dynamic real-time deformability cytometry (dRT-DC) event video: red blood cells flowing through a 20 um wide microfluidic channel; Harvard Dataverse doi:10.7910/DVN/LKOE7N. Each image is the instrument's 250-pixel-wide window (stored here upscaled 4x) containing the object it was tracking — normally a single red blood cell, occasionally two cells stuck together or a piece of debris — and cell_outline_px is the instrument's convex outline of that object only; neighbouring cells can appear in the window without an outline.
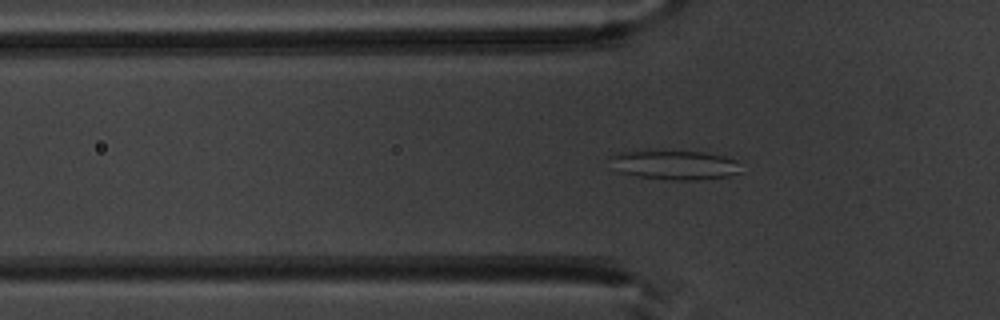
{"species": "common noctule bat (a hibernating species)", "species_latin": "Nyctalus noctula", "temperature_condition": "warm", "stored_images_in_passage": 45, "camera_frame_rate_fps": 3000, "um_per_image_px": 0.085, "animal": {"sex": "male", "body_mass_g": 20.1, "forearm_length_mm": 53.5}, "frame": {"image": 1, "passage_image": 11, "time_ms": 3.333, "image_size_px": [1000, 320], "cell_outline_px": [[740, 172], [728, 176], [696, 180], [664, 180], [640, 176], [620, 172], [608, 156], [620, 152], [704, 152], [724, 156], [736, 160]], "centroid_in_image_um": [57.38, 14.04], "position_along_channel_um": 68.4, "area_um2": 21.73}}
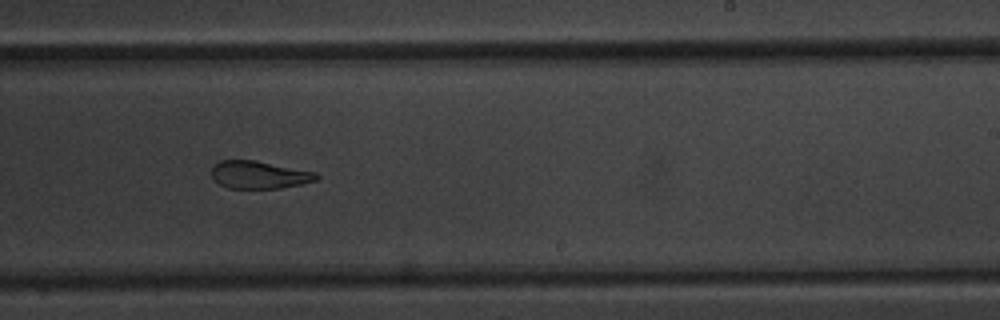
{"frame": {"image": 2, "passage_image": 26, "time_ms": 8.333, "image_size_px": [1000, 320], "cell_outline_px": [[320, 176], [316, 180], [300, 184], [280, 188], [228, 188], [212, 180], [212, 164], [220, 160], [256, 160], [316, 172]], "centroid_in_image_um": [21.99, 14.85], "position_along_channel_um": 267.0, "area_um2": 16.99}}
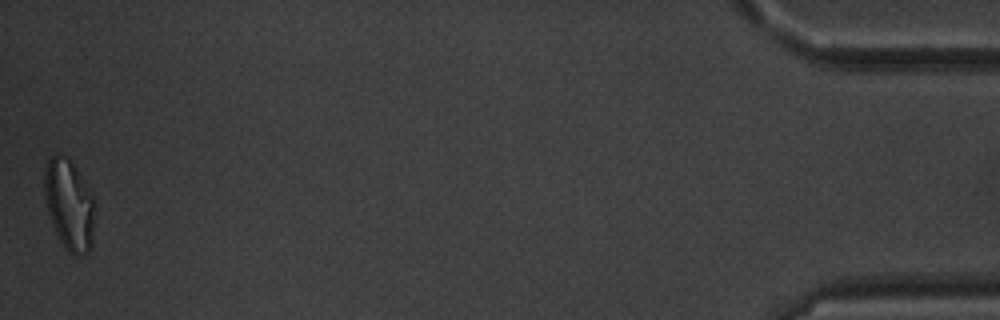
{"frame": {"image": 3, "passage_image": 45, "time_ms": 14.667, "image_size_px": [1000, 320], "cell_outline_px": [[92, 240], [88, 252], [76, 256], [68, 252], [64, 248], [56, 232], [48, 212], [44, 196], [44, 168], [48, 160], [52, 156], [68, 156], [92, 196]], "centroid_in_image_um": [5.83, 17.4], "position_along_channel_um": 429.4, "area_um2": 25.78}, "authors_computed_cell_mechanics": {"area_um2": 20.7502, "velocity_mm_per_s": 3.9713, "shape_relaxation_time_tau1_ms": 11.0755, "shape_relaxation_time_tau2_ms": 2.3028, "deformation_change_tau1": 0.2505, "deformation_change_tau2": 0.1046}}